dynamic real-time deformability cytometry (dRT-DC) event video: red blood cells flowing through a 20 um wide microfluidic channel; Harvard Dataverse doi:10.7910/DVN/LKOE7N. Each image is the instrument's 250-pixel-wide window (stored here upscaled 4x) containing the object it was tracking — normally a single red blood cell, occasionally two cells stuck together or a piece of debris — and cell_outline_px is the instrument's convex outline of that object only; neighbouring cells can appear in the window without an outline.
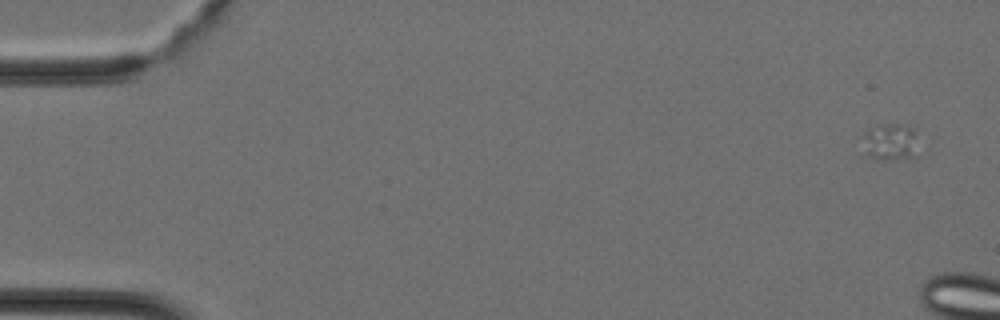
{"species": "Egyptian fruit bat (a non-hibernating species)", "species_latin": "Rousettus aegyptiacus", "temperature_condition": "cold", "stored_images_in_passage": 7, "camera_frame_rate_fps": 3000, "um_per_image_px": 0.085, "animal": {"sex": "female"}, "frame": {"image": 1, "passage_image": 3, "time_ms": 0.667, "image_size_px": [1000, 320], "cell_outline_px": [[916, 156], [892, 160], [876, 160], [868, 156], [860, 136], [868, 128], [876, 124], [900, 124], [916, 128]], "centroid_in_image_um": [75.64, 12.05], "position_along_channel_um": 9.4, "area_um2": 12.48}}